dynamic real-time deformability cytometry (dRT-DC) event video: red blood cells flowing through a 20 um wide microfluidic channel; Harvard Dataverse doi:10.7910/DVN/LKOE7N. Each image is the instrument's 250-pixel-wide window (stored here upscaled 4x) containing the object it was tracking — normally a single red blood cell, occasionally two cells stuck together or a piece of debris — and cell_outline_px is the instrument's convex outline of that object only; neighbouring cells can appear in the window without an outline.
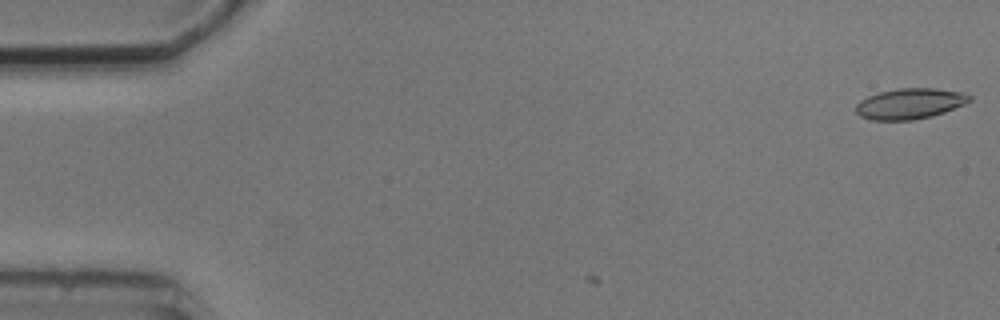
{"species": "common noctule bat (a hibernating species)", "species_latin": "Nyctalus noctula", "temperature_condition": "cold", "stored_images_in_passage": 4, "camera_frame_rate_fps": 3000, "um_per_image_px": 0.085, "animal": {"sex": "male", "body_mass_g": 20.5, "forearm_length_mm": 52.5}, "frame": {"image": 1, "passage_image": 1, "time_ms": 0.0, "image_size_px": [1000, 320], "cell_outline_px": [[972, 100], [964, 104], [944, 112], [932, 116], [912, 120], [872, 120], [860, 116], [856, 112], [856, 104], [860, 100], [868, 96], [880, 92], [896, 88], [936, 88], [960, 92], [972, 96]], "centroid_in_image_um": [77.33, 8.81], "position_along_channel_um": 7.7, "area_um2": 20.29}}
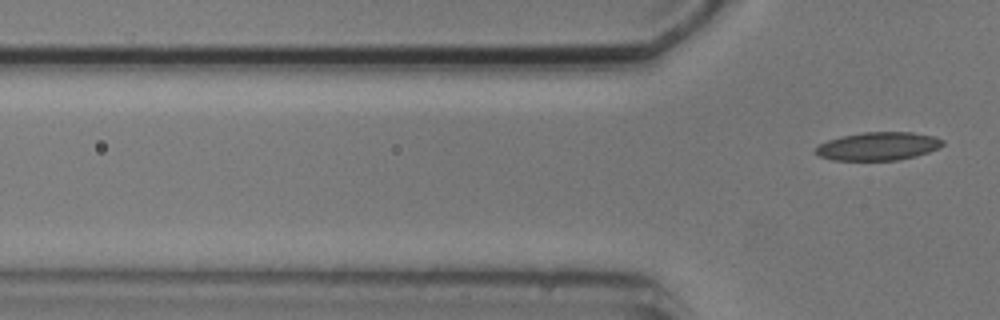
{"frame": {"image": 2, "passage_image": 4, "time_ms": 4.667, "image_size_px": [1000, 320], "cell_outline_px": [[944, 144], [940, 148], [916, 156], [900, 160], [832, 160], [820, 156], [812, 148], [828, 140], [840, 136], [864, 132], [912, 132], [932, 136], [944, 140]], "centroid_in_image_um": [74.64, 12.43], "position_along_channel_um": 51.2, "area_um2": 20.98}}